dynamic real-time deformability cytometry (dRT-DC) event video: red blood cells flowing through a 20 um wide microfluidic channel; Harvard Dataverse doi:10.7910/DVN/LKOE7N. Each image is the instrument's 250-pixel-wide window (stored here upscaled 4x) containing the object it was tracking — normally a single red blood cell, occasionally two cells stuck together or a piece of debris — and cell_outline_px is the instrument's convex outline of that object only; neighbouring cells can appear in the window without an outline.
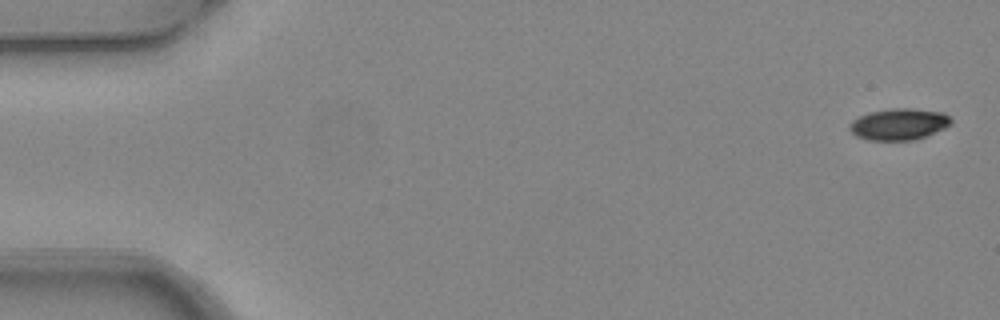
{"species": "common noctule bat (a hibernating species)", "species_latin": "Nyctalus noctula", "temperature_condition": "warm", "stored_images_in_passage": 4, "camera_frame_rate_fps": 3000, "um_per_image_px": 0.085, "animal": {"sex": "female", "body_mass_g": 24.6, "forearm_length_mm": 56.2}, "frame": {"image": 1, "passage_image": 1, "time_ms": 0.0, "image_size_px": [1000, 320], "cell_outline_px": [[952, 124], [944, 128], [916, 140], [868, 140], [856, 136], [848, 128], [852, 120], [868, 112], [892, 108], [912, 108], [944, 112], [952, 120]], "centroid_in_image_um": [76.41, 10.55], "position_along_channel_um": 8.6, "area_um2": 18.73}}
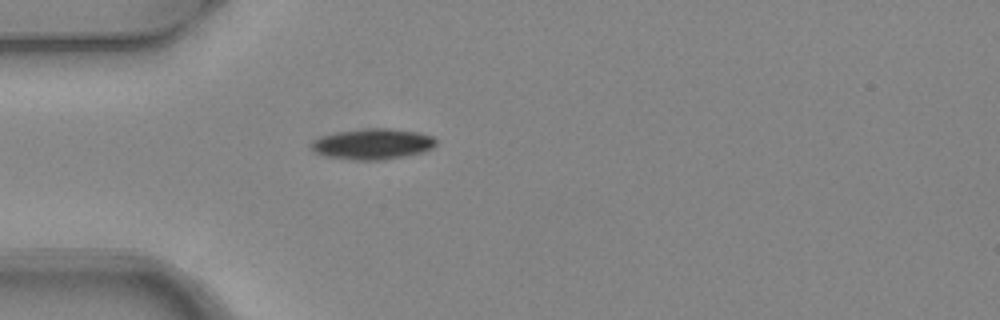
{"frame": {"image": 2, "passage_image": 4, "time_ms": 1.0, "image_size_px": [1000, 320], "cell_outline_px": [[436, 144], [432, 148], [420, 152], [404, 156], [384, 160], [356, 160], [328, 156], [316, 152], [312, 148], [312, 140], [320, 136], [336, 132], [368, 128], [392, 128], [416, 132], [432, 136], [436, 140]], "centroid_in_image_um": [31.68, 12.23], "position_along_channel_um": 53.3, "area_um2": 22.14}}